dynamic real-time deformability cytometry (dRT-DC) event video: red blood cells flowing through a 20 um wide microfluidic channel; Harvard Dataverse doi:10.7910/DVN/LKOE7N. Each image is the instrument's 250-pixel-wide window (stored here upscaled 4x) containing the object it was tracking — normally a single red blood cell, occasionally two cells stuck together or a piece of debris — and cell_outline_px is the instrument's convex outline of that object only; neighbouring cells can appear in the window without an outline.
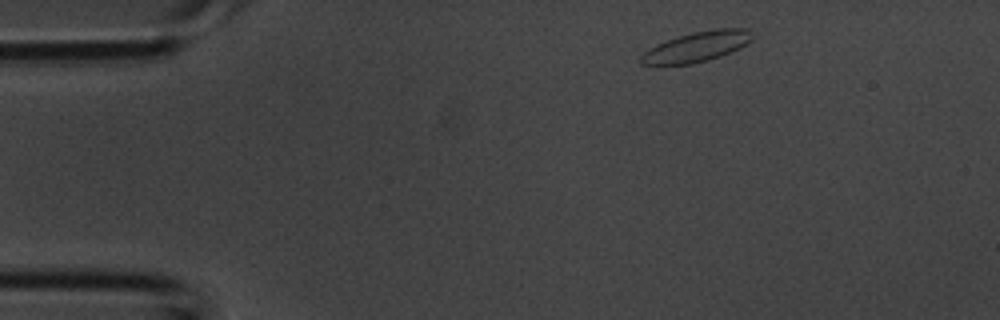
{"species": "common noctule bat (a hibernating species)", "species_latin": "Nyctalus noctula", "temperature_condition": "room temperature", "stored_images_in_passage": 3, "camera_frame_rate_fps": 3000, "um_per_image_px": 0.085, "animal": {"sex": "male", "body_mass_g": 20.1, "forearm_length_mm": 53.5}, "frame": {"image": 1, "passage_image": 1, "time_ms": 0.0, "image_size_px": [1000, 320], "cell_outline_px": [[756, 36], [752, 40], [740, 48], [732, 52], [708, 60], [692, 64], [640, 64], [640, 56], [644, 52], [656, 44], [692, 32], [716, 28], [748, 28]], "centroid_in_image_um": [59.3, 3.95], "position_along_channel_um": 25.7, "area_um2": 19.59}}